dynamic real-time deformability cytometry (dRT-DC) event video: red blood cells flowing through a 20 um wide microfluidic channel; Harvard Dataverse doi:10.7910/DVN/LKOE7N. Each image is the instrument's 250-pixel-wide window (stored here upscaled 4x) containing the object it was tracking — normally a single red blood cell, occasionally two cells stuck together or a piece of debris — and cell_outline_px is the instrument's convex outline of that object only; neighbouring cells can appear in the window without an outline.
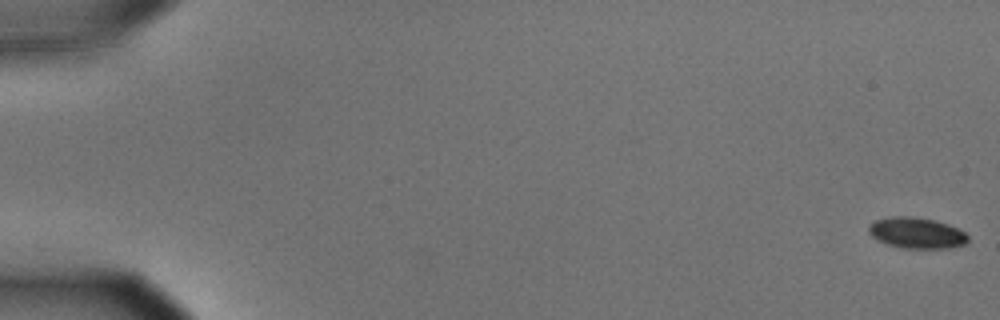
{"species": "common noctule bat (a hibernating species)", "species_latin": "Nyctalus noctula", "temperature_condition": "cold", "stored_images_in_passage": 57, "camera_frame_rate_fps": 3000, "um_per_image_px": 0.085, "animal": {"sex": "male", "body_mass_g": 15.6}, "frame": {"image": 1, "passage_image": 1, "time_ms": 0.0, "image_size_px": [1000, 320], "cell_outline_px": [[968, 240], [964, 244], [948, 248], [904, 248], [888, 244], [872, 236], [868, 232], [868, 224], [876, 220], [892, 216], [912, 216], [932, 220], [948, 224], [960, 228], [968, 236]], "centroid_in_image_um": [77.92, 19.79], "position_along_channel_um": 7.1, "area_um2": 17.8}}
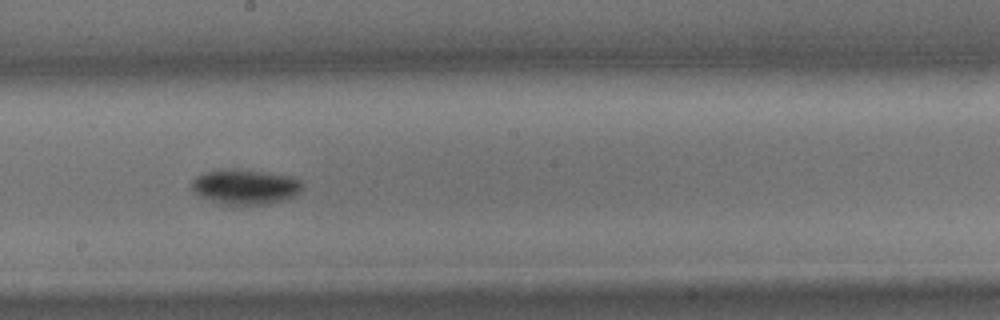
{"frame": {"image": 2, "passage_image": 33, "time_ms": 10.667, "image_size_px": [1000, 320], "cell_outline_px": [[304, 184], [300, 192], [296, 196], [284, 200], [268, 204], [220, 204], [200, 196], [192, 188], [192, 180], [196, 176], [204, 172], [232, 168], [264, 172], [292, 176], [300, 180]], "centroid_in_image_um": [20.88, 15.87], "position_along_channel_um": 227.3, "area_um2": 22.66}}
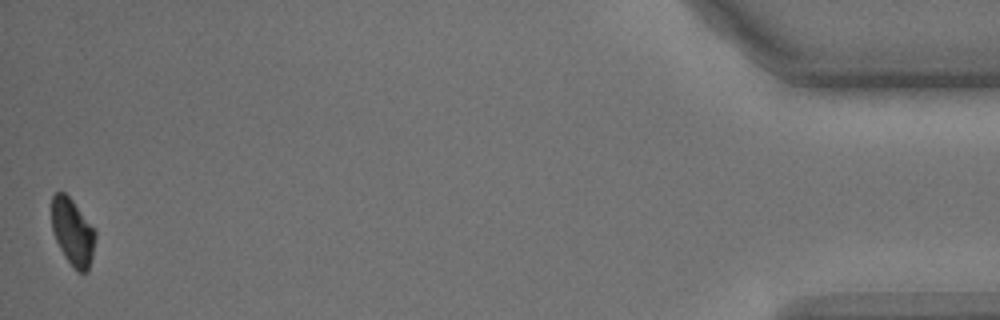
{"frame": {"image": 3, "passage_image": 57, "time_ms": 18.667, "image_size_px": [1000, 320], "cell_outline_px": [[96, 236], [92, 256], [88, 272], [76, 272], [64, 256], [56, 240], [52, 228], [52, 196], [56, 192], [64, 192], [72, 200], [96, 232]], "centroid_in_image_um": [6.17, 19.76], "position_along_channel_um": 429.0, "area_um2": 16.82}, "authors_computed_cell_mechanics": {"area_um2": 19.652, "velocity_mm_per_s": 3.5732, "shape_relaxation_time_tau1_ms": 3.4925, "shape_relaxation_time_tau2_ms": null, "deformation_change_tau1": 0.1236, "deformation_change_tau2": null}}